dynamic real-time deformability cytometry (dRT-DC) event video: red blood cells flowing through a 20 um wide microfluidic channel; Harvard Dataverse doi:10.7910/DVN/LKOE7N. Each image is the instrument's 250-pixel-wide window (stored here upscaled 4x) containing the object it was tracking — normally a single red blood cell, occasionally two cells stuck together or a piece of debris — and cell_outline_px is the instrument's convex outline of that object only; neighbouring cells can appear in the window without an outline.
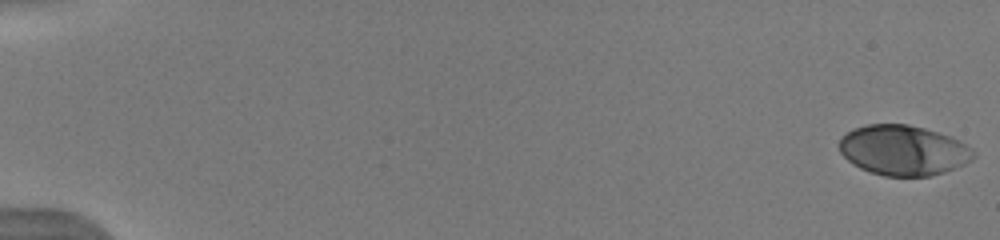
{"species": "human", "species_latin": "Homo sapiens", "temperature_condition": "warm", "stored_images_in_passage": 53, "camera_frame_rate_fps": 3000, "um_per_image_px": 0.085, "donor": {"sex": "male"}, "frame": {"image": 1, "passage_image": 1, "time_ms": 0.0, "image_size_px": [1000, 240], "cell_outline_px": [[976, 156], [972, 160], [964, 164], [944, 172], [932, 176], [884, 176], [860, 168], [852, 164], [840, 152], [840, 140], [852, 128], [868, 124], [908, 124], [924, 128], [952, 136], [960, 140], [972, 148], [976, 152]], "centroid_in_image_um": [76.82, 12.77], "position_along_channel_um": 8.2, "area_um2": 39.36}}
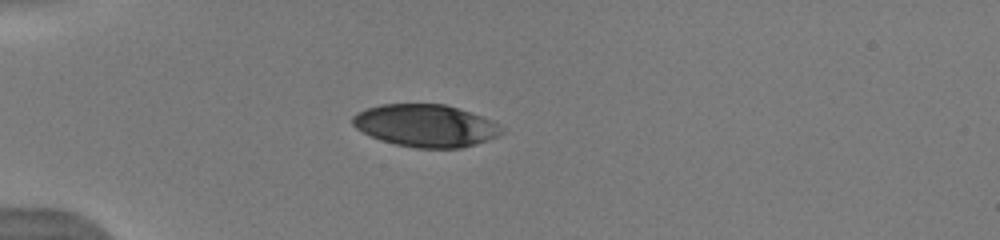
{"frame": {"image": 2, "passage_image": 16, "time_ms": 5.0, "image_size_px": [1000, 240], "cell_outline_px": [[504, 132], [488, 140], [476, 144], [460, 148], [416, 148], [396, 144], [372, 136], [356, 128], [352, 124], [352, 116], [356, 112], [364, 108], [380, 104], [444, 104], [492, 120], [504, 128]], "centroid_in_image_um": [36.17, 10.67], "position_along_channel_um": 48.8, "area_um2": 36.65}, "authors_computed_cell_mechanics": {"area_um2": 39.015, "velocity_mm_per_s": 3.9539, "shape_relaxation_time_tau1_ms": 3.9653, "shape_relaxation_time_tau2_ms": null, "deformation_change_tau1": 0.2013, "deformation_change_tau2": null}}